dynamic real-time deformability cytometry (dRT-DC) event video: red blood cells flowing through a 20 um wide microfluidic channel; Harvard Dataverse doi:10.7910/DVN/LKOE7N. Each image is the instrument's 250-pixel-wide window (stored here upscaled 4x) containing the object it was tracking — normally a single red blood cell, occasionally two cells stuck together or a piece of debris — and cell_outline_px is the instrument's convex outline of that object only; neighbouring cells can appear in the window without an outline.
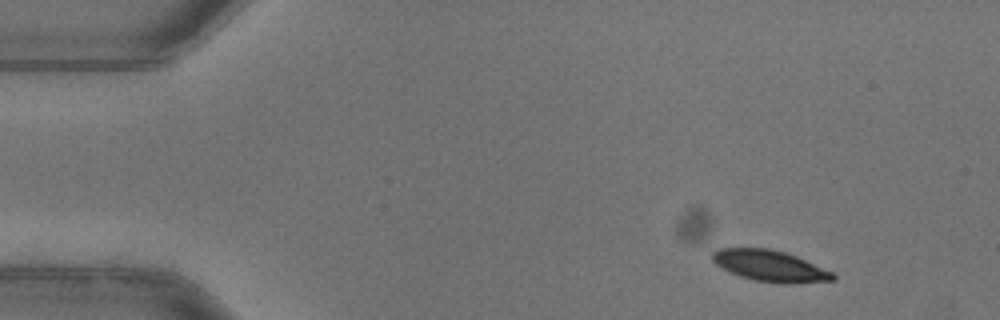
{"species": "common noctule bat (a hibernating species)", "species_latin": "Nyctalus noctula", "temperature_condition": "warm", "stored_images_in_passage": 47, "camera_frame_rate_fps": 3000, "um_per_image_px": 0.085, "animal": {"sex": "female"}, "frame": {"image": 1, "passage_image": 1, "time_ms": 0.0, "image_size_px": [1000, 320], "cell_outline_px": [[836, 280], [796, 284], [784, 284], [756, 280], [740, 276], [728, 272], [720, 268], [712, 260], [712, 252], [716, 248], [768, 248], [784, 252], [796, 256], [832, 272], [836, 276]], "centroid_in_image_um": [65.43, 22.61], "position_along_channel_um": 19.6, "area_um2": 22.02}}
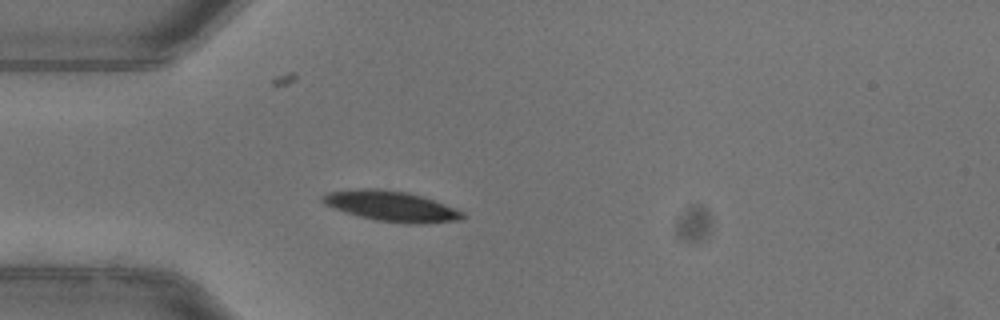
{"frame": {"image": 2, "passage_image": 10, "time_ms": 3.0, "image_size_px": [1000, 320], "cell_outline_px": [[464, 216], [460, 220], [420, 224], [408, 224], [376, 220], [344, 212], [332, 208], [324, 204], [320, 200], [320, 196], [328, 192], [364, 188], [376, 188], [408, 192], [444, 204], [464, 212]], "centroid_in_image_um": [33.21, 17.52], "position_along_channel_um": 51.8, "area_um2": 24.68}, "authors_computed_cell_mechanics": {"area_um2": 23.6402, "velocity_mm_per_s": 3.9377, "shape_relaxation_time_tau1_ms": 3.2332, "shape_relaxation_time_tau2_ms": null, "deformation_change_tau1": 0.1532, "deformation_change_tau2": null}}